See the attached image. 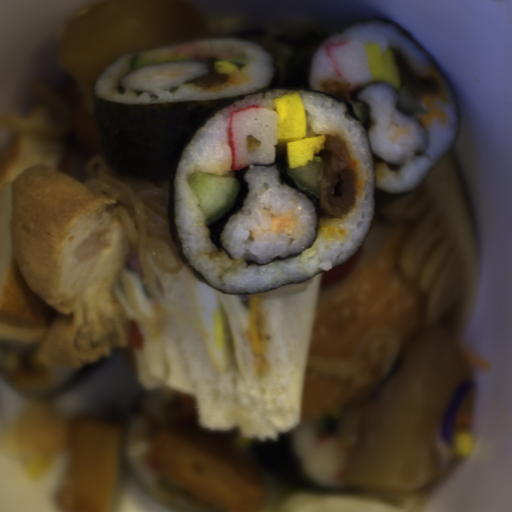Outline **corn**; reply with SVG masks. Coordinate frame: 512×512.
Listing matches in <instances>:
<instances>
[{"label":"corn","instance_id":"51d56268","mask_svg":"<svg viewBox=\"0 0 512 512\" xmlns=\"http://www.w3.org/2000/svg\"><path fill=\"white\" fill-rule=\"evenodd\" d=\"M476 441L470 431H456L455 456L471 458L475 452Z\"/></svg>","mask_w":512,"mask_h":512}]
</instances>
